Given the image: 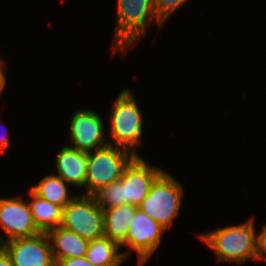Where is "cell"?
<instances>
[{
	"label": "cell",
	"mask_w": 266,
	"mask_h": 266,
	"mask_svg": "<svg viewBox=\"0 0 266 266\" xmlns=\"http://www.w3.org/2000/svg\"><path fill=\"white\" fill-rule=\"evenodd\" d=\"M254 218L244 223L218 228L199 234V239L213 250L217 262L228 261L241 264L257 261L259 254V233L254 226Z\"/></svg>",
	"instance_id": "obj_1"
},
{
	"label": "cell",
	"mask_w": 266,
	"mask_h": 266,
	"mask_svg": "<svg viewBox=\"0 0 266 266\" xmlns=\"http://www.w3.org/2000/svg\"><path fill=\"white\" fill-rule=\"evenodd\" d=\"M109 115V144L129 150L139 156L138 147L142 145L143 115L137 100L130 89L123 88L117 95Z\"/></svg>",
	"instance_id": "obj_2"
},
{
	"label": "cell",
	"mask_w": 266,
	"mask_h": 266,
	"mask_svg": "<svg viewBox=\"0 0 266 266\" xmlns=\"http://www.w3.org/2000/svg\"><path fill=\"white\" fill-rule=\"evenodd\" d=\"M117 6V20L111 48L114 54L119 52L125 56L129 48L145 36L151 22L155 21L159 28L163 24L156 16L154 0H117Z\"/></svg>",
	"instance_id": "obj_3"
},
{
	"label": "cell",
	"mask_w": 266,
	"mask_h": 266,
	"mask_svg": "<svg viewBox=\"0 0 266 266\" xmlns=\"http://www.w3.org/2000/svg\"><path fill=\"white\" fill-rule=\"evenodd\" d=\"M183 194L181 182L165 170L156 179L139 208L167 230L179 215Z\"/></svg>",
	"instance_id": "obj_4"
},
{
	"label": "cell",
	"mask_w": 266,
	"mask_h": 266,
	"mask_svg": "<svg viewBox=\"0 0 266 266\" xmlns=\"http://www.w3.org/2000/svg\"><path fill=\"white\" fill-rule=\"evenodd\" d=\"M135 157L129 150L111 144L88 152L84 195H94L104 186L119 180Z\"/></svg>",
	"instance_id": "obj_5"
},
{
	"label": "cell",
	"mask_w": 266,
	"mask_h": 266,
	"mask_svg": "<svg viewBox=\"0 0 266 266\" xmlns=\"http://www.w3.org/2000/svg\"><path fill=\"white\" fill-rule=\"evenodd\" d=\"M61 226L88 241L104 236V214L94 195H76L63 208Z\"/></svg>",
	"instance_id": "obj_6"
},
{
	"label": "cell",
	"mask_w": 266,
	"mask_h": 266,
	"mask_svg": "<svg viewBox=\"0 0 266 266\" xmlns=\"http://www.w3.org/2000/svg\"><path fill=\"white\" fill-rule=\"evenodd\" d=\"M0 228L6 234H1L0 246L12 239L32 237L41 233L36 227L28 201L21 195L0 197Z\"/></svg>",
	"instance_id": "obj_7"
},
{
	"label": "cell",
	"mask_w": 266,
	"mask_h": 266,
	"mask_svg": "<svg viewBox=\"0 0 266 266\" xmlns=\"http://www.w3.org/2000/svg\"><path fill=\"white\" fill-rule=\"evenodd\" d=\"M165 231V228L138 208L130 221L127 239L122 247L127 246L134 250L138 258V266H143L160 247Z\"/></svg>",
	"instance_id": "obj_8"
},
{
	"label": "cell",
	"mask_w": 266,
	"mask_h": 266,
	"mask_svg": "<svg viewBox=\"0 0 266 266\" xmlns=\"http://www.w3.org/2000/svg\"><path fill=\"white\" fill-rule=\"evenodd\" d=\"M101 116L91 109H79L72 114L69 123V142L71 147L90 152L105 147V123Z\"/></svg>",
	"instance_id": "obj_9"
},
{
	"label": "cell",
	"mask_w": 266,
	"mask_h": 266,
	"mask_svg": "<svg viewBox=\"0 0 266 266\" xmlns=\"http://www.w3.org/2000/svg\"><path fill=\"white\" fill-rule=\"evenodd\" d=\"M158 167L147 164L141 156H136L129 163L121 176L124 205H141L156 179L165 171Z\"/></svg>",
	"instance_id": "obj_10"
},
{
	"label": "cell",
	"mask_w": 266,
	"mask_h": 266,
	"mask_svg": "<svg viewBox=\"0 0 266 266\" xmlns=\"http://www.w3.org/2000/svg\"><path fill=\"white\" fill-rule=\"evenodd\" d=\"M1 246L9 254L13 266H55L47 233L12 239Z\"/></svg>",
	"instance_id": "obj_11"
},
{
	"label": "cell",
	"mask_w": 266,
	"mask_h": 266,
	"mask_svg": "<svg viewBox=\"0 0 266 266\" xmlns=\"http://www.w3.org/2000/svg\"><path fill=\"white\" fill-rule=\"evenodd\" d=\"M56 174L71 187H85L88 152L64 145L56 155Z\"/></svg>",
	"instance_id": "obj_12"
},
{
	"label": "cell",
	"mask_w": 266,
	"mask_h": 266,
	"mask_svg": "<svg viewBox=\"0 0 266 266\" xmlns=\"http://www.w3.org/2000/svg\"><path fill=\"white\" fill-rule=\"evenodd\" d=\"M55 264L59 260L86 255L89 241L62 226L47 232Z\"/></svg>",
	"instance_id": "obj_13"
},
{
	"label": "cell",
	"mask_w": 266,
	"mask_h": 266,
	"mask_svg": "<svg viewBox=\"0 0 266 266\" xmlns=\"http://www.w3.org/2000/svg\"><path fill=\"white\" fill-rule=\"evenodd\" d=\"M139 207L131 204L103 209L104 236L116 242L120 247L126 242L130 221Z\"/></svg>",
	"instance_id": "obj_14"
},
{
	"label": "cell",
	"mask_w": 266,
	"mask_h": 266,
	"mask_svg": "<svg viewBox=\"0 0 266 266\" xmlns=\"http://www.w3.org/2000/svg\"><path fill=\"white\" fill-rule=\"evenodd\" d=\"M121 247L106 236L89 241L86 259L93 266H121L131 251H122Z\"/></svg>",
	"instance_id": "obj_15"
},
{
	"label": "cell",
	"mask_w": 266,
	"mask_h": 266,
	"mask_svg": "<svg viewBox=\"0 0 266 266\" xmlns=\"http://www.w3.org/2000/svg\"><path fill=\"white\" fill-rule=\"evenodd\" d=\"M28 202L36 227L43 233L61 226L63 219V207L55 205L38 195L31 189Z\"/></svg>",
	"instance_id": "obj_16"
},
{
	"label": "cell",
	"mask_w": 266,
	"mask_h": 266,
	"mask_svg": "<svg viewBox=\"0 0 266 266\" xmlns=\"http://www.w3.org/2000/svg\"><path fill=\"white\" fill-rule=\"evenodd\" d=\"M69 185L59 176L51 173L30 189L39 197L61 207H65L76 195H69Z\"/></svg>",
	"instance_id": "obj_17"
},
{
	"label": "cell",
	"mask_w": 266,
	"mask_h": 266,
	"mask_svg": "<svg viewBox=\"0 0 266 266\" xmlns=\"http://www.w3.org/2000/svg\"><path fill=\"white\" fill-rule=\"evenodd\" d=\"M94 197L102 209L124 205L121 178L101 188Z\"/></svg>",
	"instance_id": "obj_18"
},
{
	"label": "cell",
	"mask_w": 266,
	"mask_h": 266,
	"mask_svg": "<svg viewBox=\"0 0 266 266\" xmlns=\"http://www.w3.org/2000/svg\"><path fill=\"white\" fill-rule=\"evenodd\" d=\"M188 0H154V9L158 20L164 25L169 17Z\"/></svg>",
	"instance_id": "obj_19"
},
{
	"label": "cell",
	"mask_w": 266,
	"mask_h": 266,
	"mask_svg": "<svg viewBox=\"0 0 266 266\" xmlns=\"http://www.w3.org/2000/svg\"><path fill=\"white\" fill-rule=\"evenodd\" d=\"M55 266H93L85 256L59 260Z\"/></svg>",
	"instance_id": "obj_20"
},
{
	"label": "cell",
	"mask_w": 266,
	"mask_h": 266,
	"mask_svg": "<svg viewBox=\"0 0 266 266\" xmlns=\"http://www.w3.org/2000/svg\"><path fill=\"white\" fill-rule=\"evenodd\" d=\"M259 233V254L258 261H266V226Z\"/></svg>",
	"instance_id": "obj_21"
},
{
	"label": "cell",
	"mask_w": 266,
	"mask_h": 266,
	"mask_svg": "<svg viewBox=\"0 0 266 266\" xmlns=\"http://www.w3.org/2000/svg\"><path fill=\"white\" fill-rule=\"evenodd\" d=\"M0 266H13L9 254L2 246H0Z\"/></svg>",
	"instance_id": "obj_22"
},
{
	"label": "cell",
	"mask_w": 266,
	"mask_h": 266,
	"mask_svg": "<svg viewBox=\"0 0 266 266\" xmlns=\"http://www.w3.org/2000/svg\"><path fill=\"white\" fill-rule=\"evenodd\" d=\"M2 57H0V94L2 92H4V88L6 86V76H5V69L6 67L4 66V60L2 61L1 59Z\"/></svg>",
	"instance_id": "obj_23"
},
{
	"label": "cell",
	"mask_w": 266,
	"mask_h": 266,
	"mask_svg": "<svg viewBox=\"0 0 266 266\" xmlns=\"http://www.w3.org/2000/svg\"><path fill=\"white\" fill-rule=\"evenodd\" d=\"M10 140L11 139H9L7 134L4 136L0 135V150H1V152H5V150L8 149V147H10V145L12 144V143H10L11 142Z\"/></svg>",
	"instance_id": "obj_24"
}]
</instances>
